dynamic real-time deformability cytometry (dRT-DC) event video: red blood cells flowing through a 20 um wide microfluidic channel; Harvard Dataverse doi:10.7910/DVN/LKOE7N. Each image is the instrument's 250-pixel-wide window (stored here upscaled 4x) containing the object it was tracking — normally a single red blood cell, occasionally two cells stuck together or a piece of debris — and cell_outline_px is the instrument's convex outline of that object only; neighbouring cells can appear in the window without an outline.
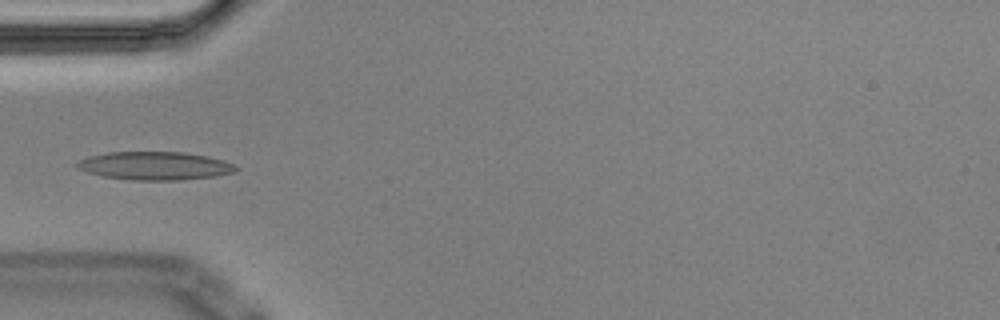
{"species": "Egyptian fruit bat (a non-hibernating species)", "species_latin": "Rousettus aegyptiacus", "temperature_condition": "cold", "stored_images_in_passage": 13, "camera_frame_rate_fps": 3000, "um_per_image_px": 0.085, "animal": {"sex": "male"}, "frame": {"image": 1, "passage_image": 4, "time_ms": 1.0, "image_size_px": [1000, 320], "cell_outline_px": [[240, 168], [232, 172], [216, 176], [180, 180], [132, 180], [104, 176], [88, 172], [76, 168], [76, 164], [80, 160], [88, 156], [108, 152], [184, 152], [224, 160]], "centroid_in_image_um": [13.15, 14.09], "position_along_channel_um": 71.8, "area_um2": 25.95}}